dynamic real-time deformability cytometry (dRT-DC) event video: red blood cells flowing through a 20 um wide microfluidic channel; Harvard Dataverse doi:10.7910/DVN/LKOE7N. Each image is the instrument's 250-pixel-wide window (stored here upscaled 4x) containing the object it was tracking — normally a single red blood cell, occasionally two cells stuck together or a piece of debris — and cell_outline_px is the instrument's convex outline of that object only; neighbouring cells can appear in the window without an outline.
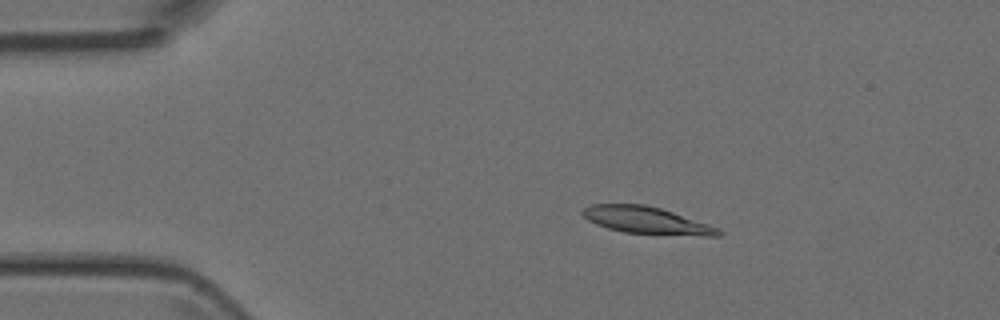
{"species": "Egyptian fruit bat (a non-hibernating species)", "species_latin": "Rousettus aegyptiacus", "temperature_condition": "room temperature", "stored_images_in_passage": 5, "camera_frame_rate_fps": 3000, "um_per_image_px": 0.085, "animal": {"sex": "female"}, "frame": {"image": 1, "passage_image": 3, "time_ms": 2.333, "image_size_px": [1000, 320], "cell_outline_px": [[724, 232], [720, 236], [704, 236], [624, 232], [608, 228], [596, 224], [588, 220], [580, 212], [584, 208], [592, 204], [644, 204], [660, 208], [720, 228]], "centroid_in_image_um": [54.97, 18.73], "position_along_channel_um": 30.0, "area_um2": 21.21}}
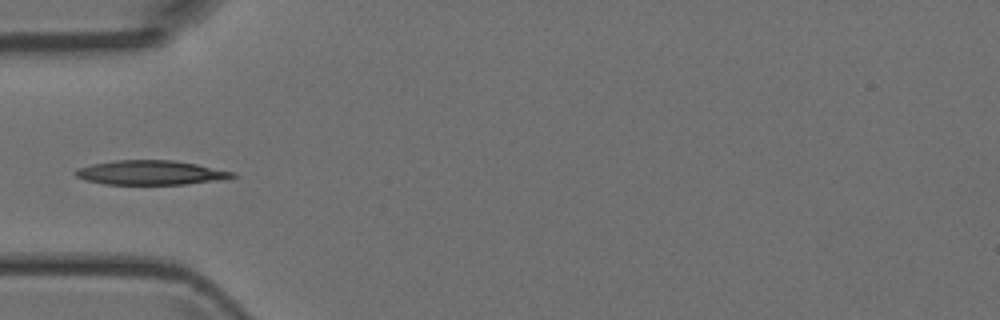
{"frame": {"image": 2, "passage_image": 5, "time_ms": 4.667, "image_size_px": [1000, 320], "cell_outline_px": [[236, 176], [224, 180], [188, 184], [104, 184], [84, 180], [76, 176], [72, 172], [76, 168], [92, 164], [112, 160], [176, 160], [236, 172]], "centroid_in_image_um": [12.81, 14.67], "position_along_channel_um": 72.2, "area_um2": 22.6}}